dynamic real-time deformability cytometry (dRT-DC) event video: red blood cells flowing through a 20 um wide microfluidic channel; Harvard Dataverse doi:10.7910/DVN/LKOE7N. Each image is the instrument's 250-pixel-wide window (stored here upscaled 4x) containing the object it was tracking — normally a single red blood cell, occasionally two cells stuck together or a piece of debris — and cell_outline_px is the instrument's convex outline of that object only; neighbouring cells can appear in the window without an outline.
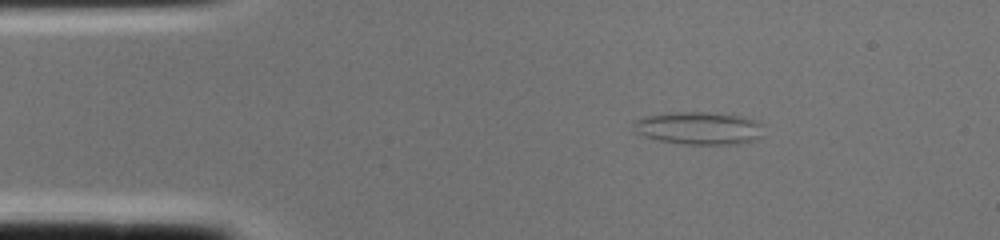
{"species": "common noctule bat (a hibernating species)", "species_latin": "Nyctalus noctula", "temperature_condition": "cold", "stored_images_in_passage": 2, "camera_frame_rate_fps": 3000, "um_per_image_px": 0.085, "animal": {"sex": "female", "body_mass_g": 22.0, "forearm_length_mm": 56.7}, "frame": {"image": 1, "passage_image": 2, "time_ms": 0.333, "image_size_px": [1000, 240], "cell_outline_px": [[760, 136], [756, 140], [740, 144], [684, 144], [660, 140], [644, 136], [636, 132], [632, 124], [636, 120], [644, 116], [676, 112], [708, 112], [740, 116], [752, 120], [760, 124]], "centroid_in_image_um": [59.36, 10.9], "position_along_channel_um": 25.6, "area_um2": 24.45}}